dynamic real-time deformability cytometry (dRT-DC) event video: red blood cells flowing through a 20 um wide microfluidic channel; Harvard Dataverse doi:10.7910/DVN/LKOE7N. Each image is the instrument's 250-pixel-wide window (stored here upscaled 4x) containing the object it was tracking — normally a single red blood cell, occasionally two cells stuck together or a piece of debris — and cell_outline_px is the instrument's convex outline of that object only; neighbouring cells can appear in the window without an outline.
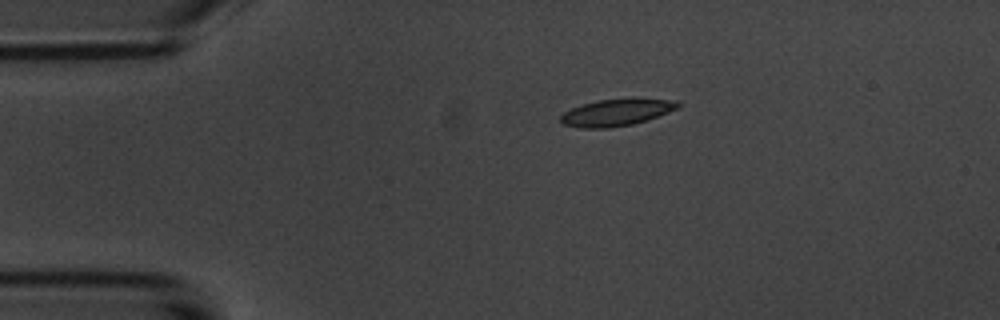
{"species": "common noctule bat (a hibernating species)", "species_latin": "Nyctalus noctula", "temperature_condition": "room temperature", "stored_images_in_passage": 9, "camera_frame_rate_fps": 3000, "um_per_image_px": 0.085, "animal": {"sex": "male", "body_mass_g": 20.1, "forearm_length_mm": 53.5}, "frame": {"image": 1, "passage_image": 1, "time_ms": 0.0, "image_size_px": [1000, 320], "cell_outline_px": [[684, 104], [680, 108], [648, 120], [632, 124], [608, 128], [580, 128], [564, 124], [560, 120], [560, 116], [564, 112], [572, 108], [584, 104], [600, 100], [676, 100]], "centroid_in_image_um": [52.43, 9.59], "position_along_channel_um": 32.6, "area_um2": 17.92}}
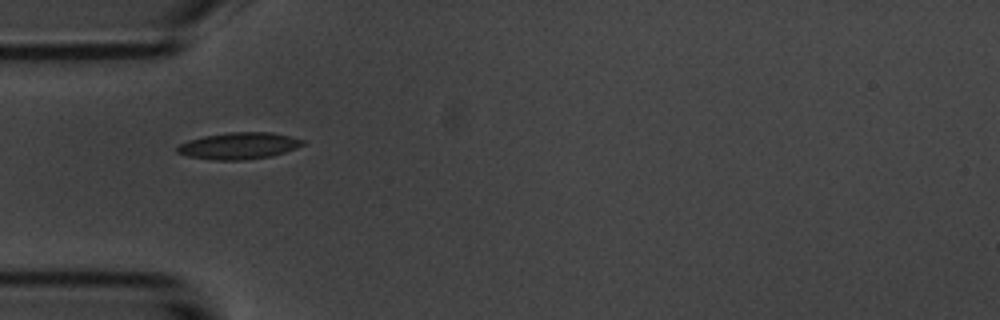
{"frame": {"image": 2, "passage_image": 3, "time_ms": 2.0, "image_size_px": [1000, 320], "cell_outline_px": [[304, 144], [296, 148], [272, 156], [244, 160], [216, 160], [188, 156], [176, 152], [176, 148], [180, 144], [188, 140], [204, 136], [228, 132], [272, 132], [304, 140]], "centroid_in_image_um": [20.29, 12.39], "position_along_channel_um": 64.7, "area_um2": 19.42}}
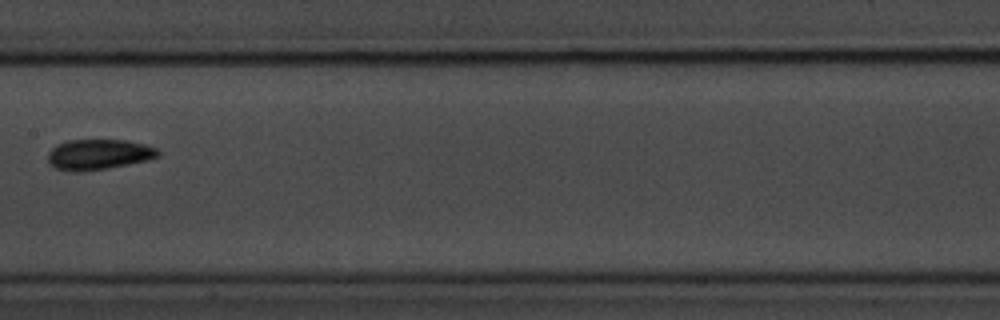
{"frame": {"image": 3, "passage_image": 6, "time_ms": 5.667, "image_size_px": [1000, 320], "cell_outline_px": [[160, 156], [148, 160], [108, 168], [84, 172], [72, 172], [56, 168], [48, 160], [48, 152], [56, 144], [68, 140], [128, 140], [144, 144], [156, 148], [160, 152]], "centroid_in_image_um": [8.39, 13.13], "position_along_channel_um": 199.0, "area_um2": 19.65}}